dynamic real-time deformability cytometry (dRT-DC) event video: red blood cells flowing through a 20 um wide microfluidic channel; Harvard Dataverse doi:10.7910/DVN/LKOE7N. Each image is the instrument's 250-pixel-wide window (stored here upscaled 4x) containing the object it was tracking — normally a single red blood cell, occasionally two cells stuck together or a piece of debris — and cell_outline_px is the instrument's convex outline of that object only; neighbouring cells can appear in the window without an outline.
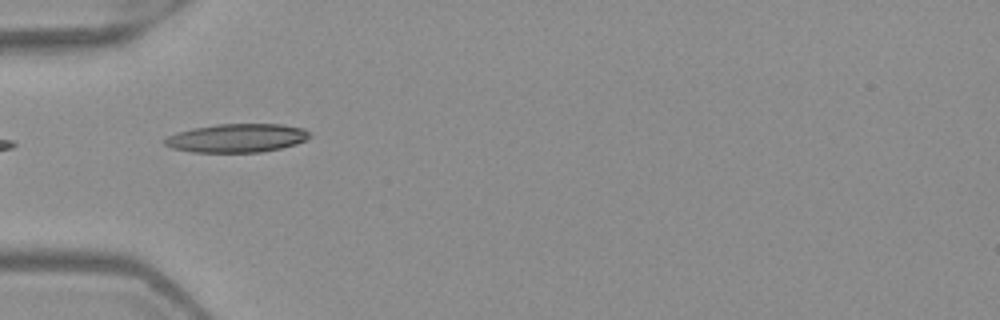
{"species": "Egyptian fruit bat (a non-hibernating species)", "species_latin": "Rousettus aegyptiacus", "temperature_condition": "warm", "stored_images_in_passage": 3, "camera_frame_rate_fps": 3000, "um_per_image_px": 0.085, "frame": {"image": 1, "passage_image": 1, "time_ms": 0.0, "image_size_px": [1000, 320], "cell_outline_px": [[312, 136], [308, 140], [296, 144], [280, 148], [260, 152], [192, 152], [172, 148], [164, 144], [160, 140], [176, 132], [192, 128], [216, 124], [284, 124], [304, 128]], "centroid_in_image_um": [20.13, 11.73], "position_along_channel_um": 64.9, "area_um2": 24.39}}
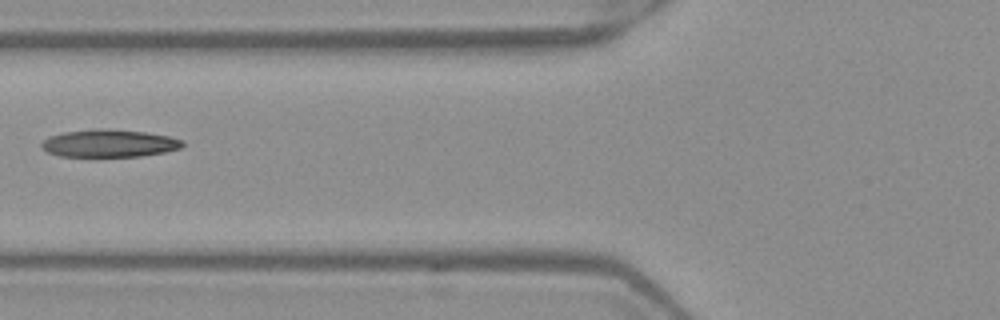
{"frame": {"image": 2, "passage_image": 2, "time_ms": 0.333, "image_size_px": [1000, 320], "cell_outline_px": [[184, 144], [180, 148], [164, 152], [140, 156], [60, 156], [48, 152], [40, 144], [48, 136], [64, 132], [96, 128], [144, 132], [168, 136], [184, 140]], "centroid_in_image_um": [9.28, 12.18], "position_along_channel_um": 116.5, "area_um2": 22.43}}
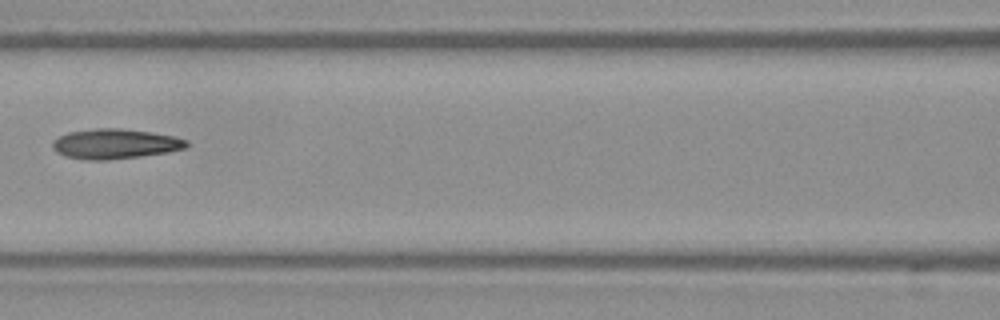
{"frame": {"image": 3, "passage_image": 3, "time_ms": 0.667, "image_size_px": [1000, 320], "cell_outline_px": [[188, 144], [184, 148], [168, 152], [140, 156], [108, 160], [88, 160], [64, 156], [56, 152], [52, 148], [52, 140], [68, 132], [96, 128], [120, 128], [152, 132], [176, 136], [188, 140]], "centroid_in_image_um": [9.77, 12.22], "position_along_channel_um": 156.8, "area_um2": 23.52}}